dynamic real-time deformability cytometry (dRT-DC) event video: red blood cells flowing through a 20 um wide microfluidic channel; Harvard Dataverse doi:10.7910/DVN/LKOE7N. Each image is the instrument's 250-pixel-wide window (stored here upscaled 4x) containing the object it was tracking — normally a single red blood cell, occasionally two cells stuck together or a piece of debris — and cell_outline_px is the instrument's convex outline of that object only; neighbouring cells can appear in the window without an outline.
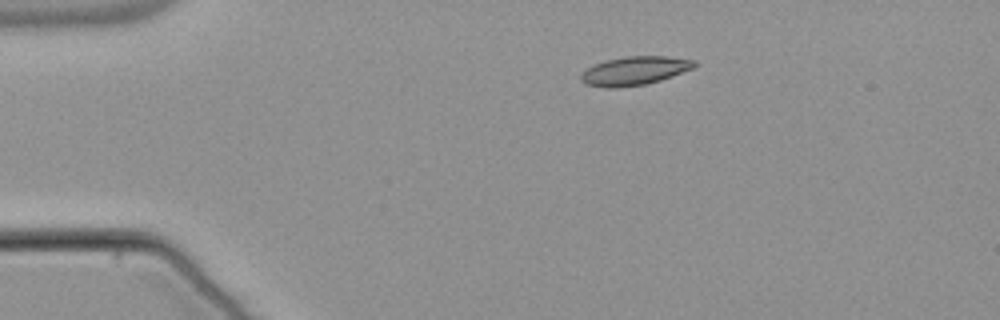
{"species": "common noctule bat (a hibernating species)", "species_latin": "Nyctalus noctula", "temperature_condition": "warm", "stored_images_in_passage": 44, "camera_frame_rate_fps": 3000, "um_per_image_px": 0.085, "animal": {"sex": "male", "body_mass_g": 21.5, "forearm_length_mm": 52.0}, "frame": {"image": 1, "passage_image": 1, "time_ms": 0.0, "image_size_px": [1000, 320], "cell_outline_px": [[696, 64], [692, 68], [672, 76], [648, 84], [616, 88], [604, 88], [584, 84], [580, 80], [580, 76], [588, 68], [596, 64], [608, 60], [628, 56], [668, 56], [696, 60]], "centroid_in_image_um": [53.93, 6.03], "position_along_channel_um": 31.1, "area_um2": 18.84}}
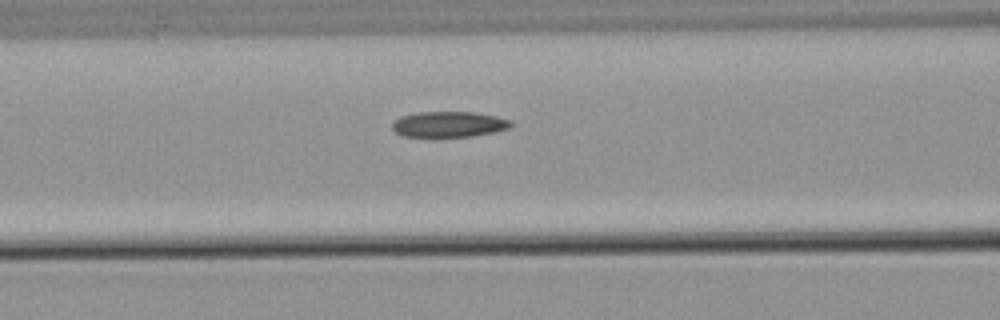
{"frame": {"image": 2, "passage_image": 13, "time_ms": 4.0, "image_size_px": [1000, 320], "cell_outline_px": [[512, 128], [496, 132], [472, 136], [404, 136], [396, 132], [392, 128], [392, 124], [400, 116], [416, 112], [472, 112], [496, 116], [512, 120]], "centroid_in_image_um": [38.2, 10.56], "position_along_channel_um": 128.4, "area_um2": 17.74}}
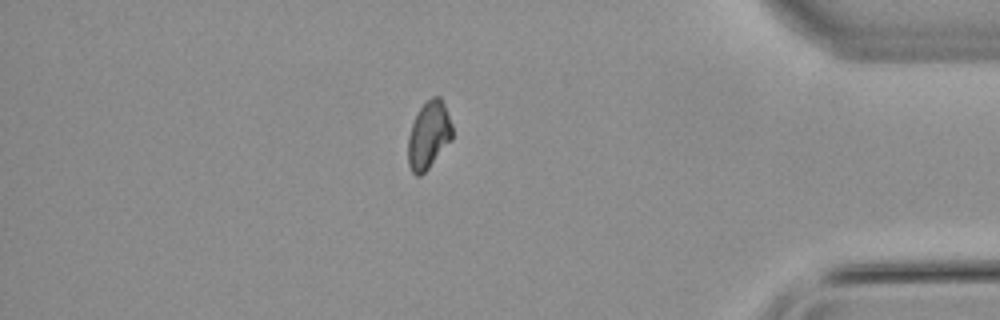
{"frame": {"image": 3, "passage_image": 37, "time_ms": 12.0, "image_size_px": [1000, 320], "cell_outline_px": [[452, 140], [428, 168], [420, 176], [416, 176], [412, 172], [408, 164], [408, 136], [412, 124], [420, 108], [432, 96], [440, 96], [444, 104], [452, 124]], "centroid_in_image_um": [36.44, 11.49], "position_along_channel_um": 398.8, "area_um2": 17.28}}